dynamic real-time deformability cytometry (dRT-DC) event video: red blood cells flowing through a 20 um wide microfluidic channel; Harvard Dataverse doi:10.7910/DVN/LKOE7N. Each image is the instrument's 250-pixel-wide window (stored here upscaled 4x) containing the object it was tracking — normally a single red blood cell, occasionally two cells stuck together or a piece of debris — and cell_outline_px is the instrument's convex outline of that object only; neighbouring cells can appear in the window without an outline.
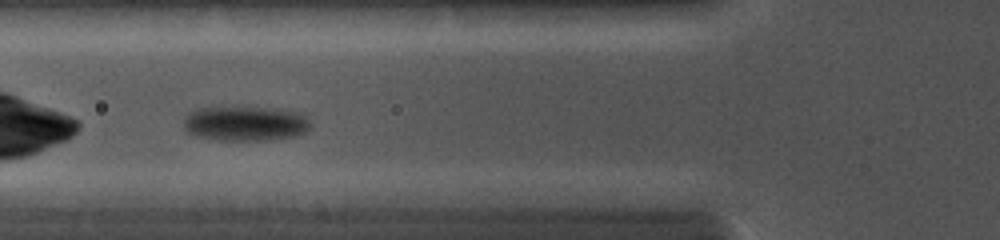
{"species": "common noctule bat (a hibernating species)", "species_latin": "Nyctalus noctula", "temperature_condition": "cold", "stored_images_in_passage": 41, "camera_frame_rate_fps": 5000, "um_per_image_px": 0.085, "animal": {"sex": "female", "body_mass_g": 19.0, "forearm_length_mm": 56.7}, "frame": {"image": 1, "passage_image": 5, "time_ms": 1.4, "image_size_px": [1000, 240], "cell_outline_px": [[312, 124], [308, 132], [296, 136], [264, 140], [216, 140], [196, 136], [188, 132], [184, 128], [184, 116], [188, 112], [196, 108], [272, 108], [296, 112], [304, 116]], "centroid_in_image_um": [20.84, 10.51], "position_along_channel_um": 105.0, "area_um2": 25.66}}
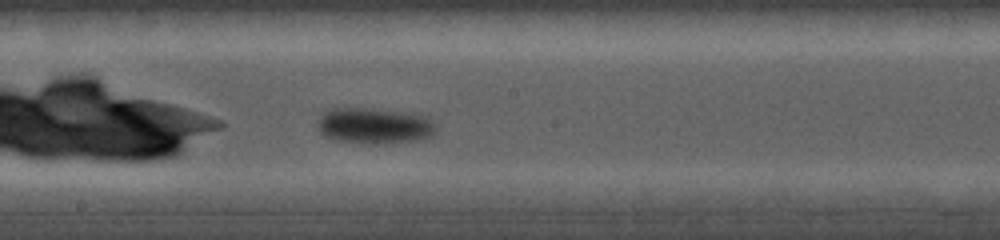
{"frame": {"image": 2, "passage_image": 13, "time_ms": 4.0, "image_size_px": [1000, 240], "cell_outline_px": [[436, 132], [432, 136], [416, 140], [380, 144], [368, 144], [336, 140], [324, 136], [320, 132], [316, 124], [316, 120], [328, 108], [372, 108], [416, 112], [428, 116], [432, 120], [436, 128]], "centroid_in_image_um": [31.83, 10.67], "position_along_channel_um": 216.4, "area_um2": 25.55}}
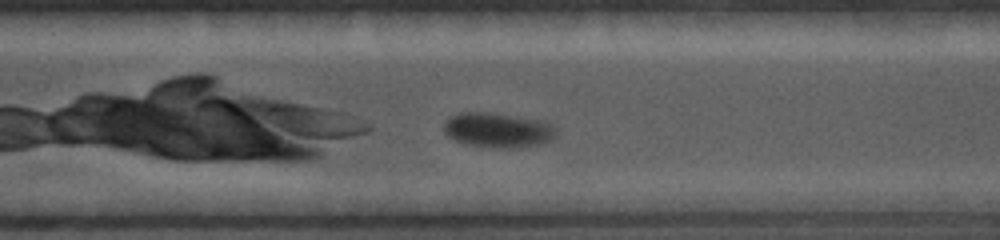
{"frame": {"image": 3, "passage_image": 29, "time_ms": 6.6, "image_size_px": [1000, 240], "cell_outline_px": [[556, 136], [552, 140], [540, 144], [512, 148], [496, 148], [468, 144], [456, 140], [448, 136], [444, 132], [444, 124], [452, 116], [460, 112], [488, 112], [540, 120], [556, 124]], "centroid_in_image_um": [42.37, 11.06], "position_along_channel_um": 328.2, "area_um2": 22.77}}